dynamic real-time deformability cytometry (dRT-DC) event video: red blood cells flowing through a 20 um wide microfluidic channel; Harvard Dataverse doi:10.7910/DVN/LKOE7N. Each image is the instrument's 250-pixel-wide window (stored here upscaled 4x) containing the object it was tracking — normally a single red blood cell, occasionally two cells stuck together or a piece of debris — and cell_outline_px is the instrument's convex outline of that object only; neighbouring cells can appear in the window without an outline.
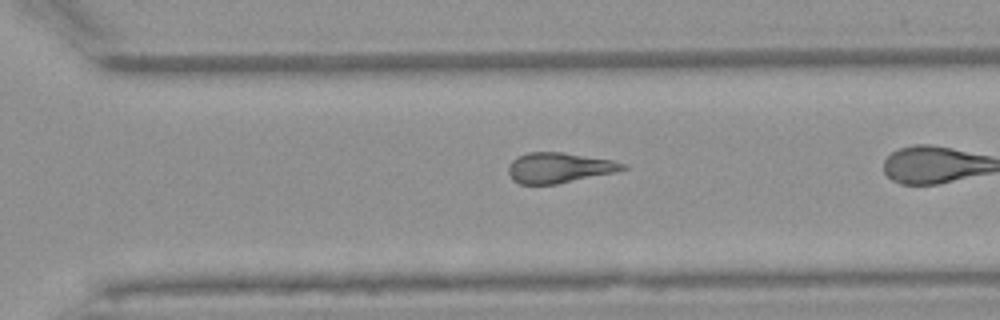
{"species": "Egyptian fruit bat (a non-hibernating species)", "species_latin": "Rousettus aegyptiacus", "temperature_condition": "warm", "stored_images_in_passage": 28, "camera_frame_rate_fps": 3000, "um_per_image_px": 0.085, "animal": {"sex": "female"}, "frame": {"image": 1, "passage_image": 24, "time_ms": 7.667, "image_size_px": [1000, 320], "cell_outline_px": [[628, 168], [616, 172], [556, 184], [520, 184], [512, 180], [508, 172], [508, 168], [512, 160], [528, 152], [564, 152], [612, 160], [628, 164]], "centroid_in_image_um": [47.54, 14.26], "position_along_channel_um": 323.1, "area_um2": 20.23}}